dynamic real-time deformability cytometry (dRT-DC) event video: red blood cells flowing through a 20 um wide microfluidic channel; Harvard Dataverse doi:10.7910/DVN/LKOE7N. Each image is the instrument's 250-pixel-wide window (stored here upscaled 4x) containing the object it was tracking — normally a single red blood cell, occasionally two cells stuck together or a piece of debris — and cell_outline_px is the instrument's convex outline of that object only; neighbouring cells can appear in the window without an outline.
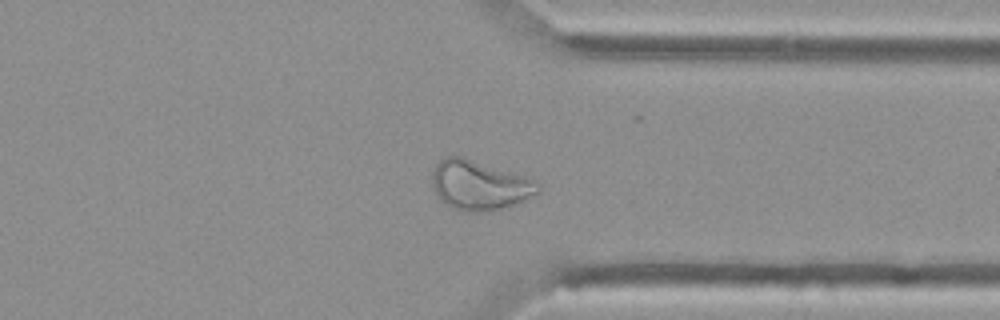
{"species": "Egyptian fruit bat (a non-hibernating species)", "species_latin": "Rousettus aegyptiacus", "temperature_condition": "cold", "stored_images_in_passage": 45, "camera_frame_rate_fps": 3000, "um_per_image_px": 0.085, "animal": {"sex": "female"}, "frame": {"image": 1, "passage_image": 33, "time_ms": 10.667, "image_size_px": [1000, 320], "cell_outline_px": [[540, 192], [524, 200], [488, 212], [468, 212], [452, 208], [444, 204], [436, 196], [432, 184], [432, 172], [436, 164], [444, 156], [464, 156], [528, 176], [536, 180], [540, 184]], "centroid_in_image_um": [40.75, 15.72], "position_along_channel_um": 370.7, "area_um2": 31.15}}
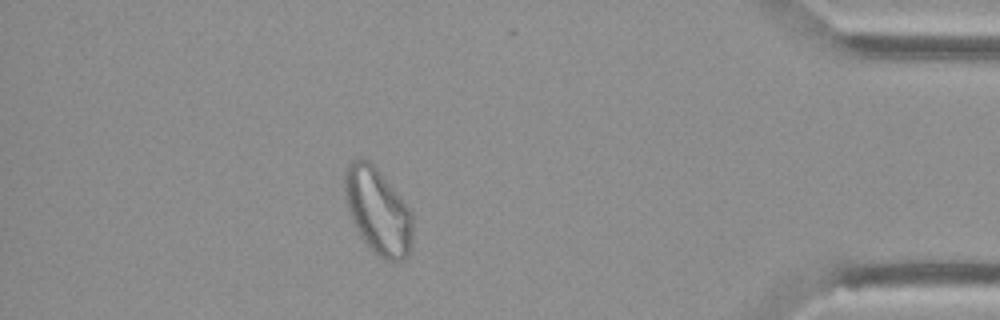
{"frame": {"image": 2, "passage_image": 39, "time_ms": 12.667, "image_size_px": [1000, 320], "cell_outline_px": [[412, 244], [408, 256], [404, 260], [384, 260], [360, 236], [356, 228], [344, 196], [344, 176], [348, 164], [352, 160], [368, 160], [376, 168], [412, 212]], "centroid_in_image_um": [32.13, 17.96], "position_along_channel_um": 403.1, "area_um2": 33.35}, "authors_computed_cell_mechanics": {"area_um2": 29.4202, "velocity_mm_per_s": 3.7281, "shape_relaxation_time_tau1_ms": null, "shape_relaxation_time_tau2_ms": 2.343, "deformation_change_tau1": null, "deformation_change_tau2": 0.0952}}